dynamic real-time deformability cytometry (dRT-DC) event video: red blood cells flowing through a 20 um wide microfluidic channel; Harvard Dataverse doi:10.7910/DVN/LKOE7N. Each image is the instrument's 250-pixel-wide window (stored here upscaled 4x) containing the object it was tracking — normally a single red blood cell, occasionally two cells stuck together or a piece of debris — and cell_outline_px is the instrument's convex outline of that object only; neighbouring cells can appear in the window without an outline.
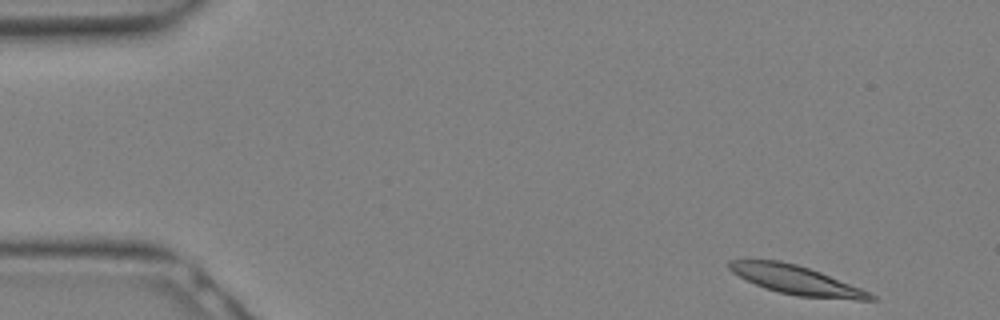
{"species": "Egyptian fruit bat (a non-hibernating species)", "species_latin": "Rousettus aegyptiacus", "temperature_condition": "warm", "stored_images_in_passage": 13, "camera_frame_rate_fps": 3000, "um_per_image_px": 0.085, "animal": {"sex": "female"}, "frame": {"image": 1, "passage_image": 1, "time_ms": 0.0, "image_size_px": [1000, 320], "cell_outline_px": [[876, 300], [856, 300], [796, 296], [764, 288], [732, 272], [728, 268], [728, 260], [780, 260], [796, 264], [820, 272], [860, 288], [876, 296]], "centroid_in_image_um": [67.69, 23.81], "position_along_channel_um": 17.3, "area_um2": 23.47}}
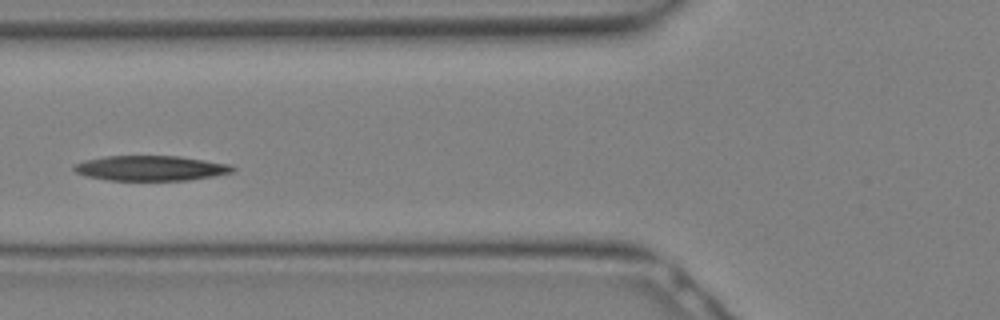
{"frame": {"image": 2, "passage_image": 10, "time_ms": 3.0, "image_size_px": [1000, 320], "cell_outline_px": [[236, 168], [232, 172], [212, 176], [188, 180], [108, 180], [84, 176], [76, 172], [72, 168], [76, 164], [84, 160], [104, 156], [180, 156], [232, 164]], "centroid_in_image_um": [12.81, 14.29], "position_along_channel_um": 113.0, "area_um2": 23.24}}
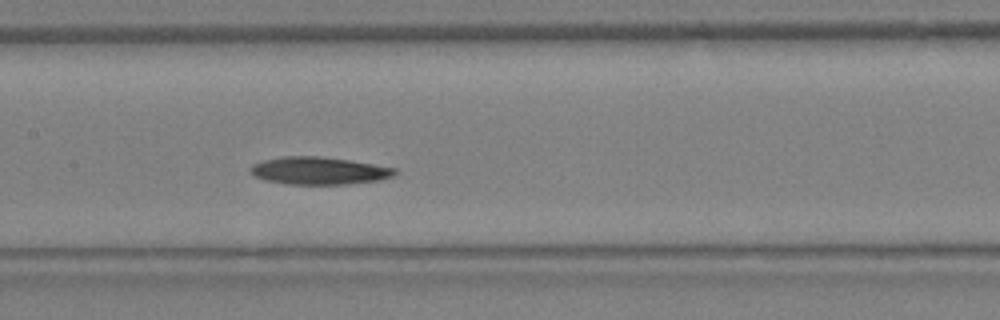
{"frame": {"image": 3, "passage_image": 13, "time_ms": 4.0, "image_size_px": [1000, 320], "cell_outline_px": [[400, 172], [396, 176], [380, 180], [348, 184], [288, 184], [268, 180], [252, 176], [248, 168], [252, 164], [264, 160], [280, 156], [320, 156], [348, 160], [396, 168]], "centroid_in_image_um": [27.13, 14.51], "position_along_channel_um": 180.3, "area_um2": 23.35}}